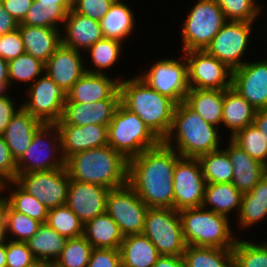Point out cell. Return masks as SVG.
<instances>
[{
	"label": "cell",
	"instance_id": "obj_42",
	"mask_svg": "<svg viewBox=\"0 0 267 267\" xmlns=\"http://www.w3.org/2000/svg\"><path fill=\"white\" fill-rule=\"evenodd\" d=\"M233 251V267H267V242L237 239Z\"/></svg>",
	"mask_w": 267,
	"mask_h": 267
},
{
	"label": "cell",
	"instance_id": "obj_31",
	"mask_svg": "<svg viewBox=\"0 0 267 267\" xmlns=\"http://www.w3.org/2000/svg\"><path fill=\"white\" fill-rule=\"evenodd\" d=\"M120 254L121 267H153L160 257L156 246L143 234L124 236Z\"/></svg>",
	"mask_w": 267,
	"mask_h": 267
},
{
	"label": "cell",
	"instance_id": "obj_6",
	"mask_svg": "<svg viewBox=\"0 0 267 267\" xmlns=\"http://www.w3.org/2000/svg\"><path fill=\"white\" fill-rule=\"evenodd\" d=\"M107 136L108 145L127 160L161 142L135 113L121 103L108 125Z\"/></svg>",
	"mask_w": 267,
	"mask_h": 267
},
{
	"label": "cell",
	"instance_id": "obj_38",
	"mask_svg": "<svg viewBox=\"0 0 267 267\" xmlns=\"http://www.w3.org/2000/svg\"><path fill=\"white\" fill-rule=\"evenodd\" d=\"M122 49L123 43L121 41L109 38L98 40L85 52V55L86 53L89 55L90 63L93 65V68L87 67V62H85L86 72L103 74L106 73L105 70H111L110 68H114V64L120 59Z\"/></svg>",
	"mask_w": 267,
	"mask_h": 267
},
{
	"label": "cell",
	"instance_id": "obj_46",
	"mask_svg": "<svg viewBox=\"0 0 267 267\" xmlns=\"http://www.w3.org/2000/svg\"><path fill=\"white\" fill-rule=\"evenodd\" d=\"M227 21L255 22L262 13L257 0H215Z\"/></svg>",
	"mask_w": 267,
	"mask_h": 267
},
{
	"label": "cell",
	"instance_id": "obj_63",
	"mask_svg": "<svg viewBox=\"0 0 267 267\" xmlns=\"http://www.w3.org/2000/svg\"><path fill=\"white\" fill-rule=\"evenodd\" d=\"M113 3H124L123 0H111Z\"/></svg>",
	"mask_w": 267,
	"mask_h": 267
},
{
	"label": "cell",
	"instance_id": "obj_15",
	"mask_svg": "<svg viewBox=\"0 0 267 267\" xmlns=\"http://www.w3.org/2000/svg\"><path fill=\"white\" fill-rule=\"evenodd\" d=\"M187 61L189 89L226 90L231 88L232 70L205 50L181 53Z\"/></svg>",
	"mask_w": 267,
	"mask_h": 267
},
{
	"label": "cell",
	"instance_id": "obj_10",
	"mask_svg": "<svg viewBox=\"0 0 267 267\" xmlns=\"http://www.w3.org/2000/svg\"><path fill=\"white\" fill-rule=\"evenodd\" d=\"M15 182L48 209L66 205L70 182L66 167L17 173Z\"/></svg>",
	"mask_w": 267,
	"mask_h": 267
},
{
	"label": "cell",
	"instance_id": "obj_35",
	"mask_svg": "<svg viewBox=\"0 0 267 267\" xmlns=\"http://www.w3.org/2000/svg\"><path fill=\"white\" fill-rule=\"evenodd\" d=\"M67 238L61 236L47 223H42L36 234L26 241L37 261L54 263L63 251Z\"/></svg>",
	"mask_w": 267,
	"mask_h": 267
},
{
	"label": "cell",
	"instance_id": "obj_64",
	"mask_svg": "<svg viewBox=\"0 0 267 267\" xmlns=\"http://www.w3.org/2000/svg\"><path fill=\"white\" fill-rule=\"evenodd\" d=\"M0 57H1V37H0Z\"/></svg>",
	"mask_w": 267,
	"mask_h": 267
},
{
	"label": "cell",
	"instance_id": "obj_23",
	"mask_svg": "<svg viewBox=\"0 0 267 267\" xmlns=\"http://www.w3.org/2000/svg\"><path fill=\"white\" fill-rule=\"evenodd\" d=\"M62 29V44L83 53L104 38L99 21L80 15L72 8L67 13Z\"/></svg>",
	"mask_w": 267,
	"mask_h": 267
},
{
	"label": "cell",
	"instance_id": "obj_45",
	"mask_svg": "<svg viewBox=\"0 0 267 267\" xmlns=\"http://www.w3.org/2000/svg\"><path fill=\"white\" fill-rule=\"evenodd\" d=\"M93 247L84 236L67 239L65 247L53 263L56 267H87Z\"/></svg>",
	"mask_w": 267,
	"mask_h": 267
},
{
	"label": "cell",
	"instance_id": "obj_33",
	"mask_svg": "<svg viewBox=\"0 0 267 267\" xmlns=\"http://www.w3.org/2000/svg\"><path fill=\"white\" fill-rule=\"evenodd\" d=\"M135 13L124 3H113L109 11L99 21L104 38L125 42L135 31Z\"/></svg>",
	"mask_w": 267,
	"mask_h": 267
},
{
	"label": "cell",
	"instance_id": "obj_16",
	"mask_svg": "<svg viewBox=\"0 0 267 267\" xmlns=\"http://www.w3.org/2000/svg\"><path fill=\"white\" fill-rule=\"evenodd\" d=\"M205 187L199 159L180 157L173 175V209L202 207Z\"/></svg>",
	"mask_w": 267,
	"mask_h": 267
},
{
	"label": "cell",
	"instance_id": "obj_30",
	"mask_svg": "<svg viewBox=\"0 0 267 267\" xmlns=\"http://www.w3.org/2000/svg\"><path fill=\"white\" fill-rule=\"evenodd\" d=\"M256 109L232 88L224 90L222 126L229 128V136L253 124Z\"/></svg>",
	"mask_w": 267,
	"mask_h": 267
},
{
	"label": "cell",
	"instance_id": "obj_20",
	"mask_svg": "<svg viewBox=\"0 0 267 267\" xmlns=\"http://www.w3.org/2000/svg\"><path fill=\"white\" fill-rule=\"evenodd\" d=\"M83 54L61 44L45 62L44 73L67 93L86 73Z\"/></svg>",
	"mask_w": 267,
	"mask_h": 267
},
{
	"label": "cell",
	"instance_id": "obj_56",
	"mask_svg": "<svg viewBox=\"0 0 267 267\" xmlns=\"http://www.w3.org/2000/svg\"><path fill=\"white\" fill-rule=\"evenodd\" d=\"M253 124L261 131L267 142V108L256 111Z\"/></svg>",
	"mask_w": 267,
	"mask_h": 267
},
{
	"label": "cell",
	"instance_id": "obj_8",
	"mask_svg": "<svg viewBox=\"0 0 267 267\" xmlns=\"http://www.w3.org/2000/svg\"><path fill=\"white\" fill-rule=\"evenodd\" d=\"M142 234L156 246L160 256H183L187 247L180 214L173 208H149Z\"/></svg>",
	"mask_w": 267,
	"mask_h": 267
},
{
	"label": "cell",
	"instance_id": "obj_52",
	"mask_svg": "<svg viewBox=\"0 0 267 267\" xmlns=\"http://www.w3.org/2000/svg\"><path fill=\"white\" fill-rule=\"evenodd\" d=\"M10 97L8 94L0 98V135L4 134L10 120L21 108V104L16 107V100Z\"/></svg>",
	"mask_w": 267,
	"mask_h": 267
},
{
	"label": "cell",
	"instance_id": "obj_25",
	"mask_svg": "<svg viewBox=\"0 0 267 267\" xmlns=\"http://www.w3.org/2000/svg\"><path fill=\"white\" fill-rule=\"evenodd\" d=\"M44 125L22 107L12 117L3 137L12 157L17 161L31 145L35 133Z\"/></svg>",
	"mask_w": 267,
	"mask_h": 267
},
{
	"label": "cell",
	"instance_id": "obj_13",
	"mask_svg": "<svg viewBox=\"0 0 267 267\" xmlns=\"http://www.w3.org/2000/svg\"><path fill=\"white\" fill-rule=\"evenodd\" d=\"M181 60L161 58L138 76L151 88L179 104L189 90L187 61L182 56Z\"/></svg>",
	"mask_w": 267,
	"mask_h": 267
},
{
	"label": "cell",
	"instance_id": "obj_41",
	"mask_svg": "<svg viewBox=\"0 0 267 267\" xmlns=\"http://www.w3.org/2000/svg\"><path fill=\"white\" fill-rule=\"evenodd\" d=\"M45 63L32 55L24 53L8 62V76L10 86L26 83L31 85L44 74ZM42 73V74H41ZM30 82V84L28 83Z\"/></svg>",
	"mask_w": 267,
	"mask_h": 267
},
{
	"label": "cell",
	"instance_id": "obj_12",
	"mask_svg": "<svg viewBox=\"0 0 267 267\" xmlns=\"http://www.w3.org/2000/svg\"><path fill=\"white\" fill-rule=\"evenodd\" d=\"M255 22L227 21L215 35L205 51L225 63L231 70L244 65ZM242 58V59H241Z\"/></svg>",
	"mask_w": 267,
	"mask_h": 267
},
{
	"label": "cell",
	"instance_id": "obj_51",
	"mask_svg": "<svg viewBox=\"0 0 267 267\" xmlns=\"http://www.w3.org/2000/svg\"><path fill=\"white\" fill-rule=\"evenodd\" d=\"M87 267H121L120 249L93 248Z\"/></svg>",
	"mask_w": 267,
	"mask_h": 267
},
{
	"label": "cell",
	"instance_id": "obj_50",
	"mask_svg": "<svg viewBox=\"0 0 267 267\" xmlns=\"http://www.w3.org/2000/svg\"><path fill=\"white\" fill-rule=\"evenodd\" d=\"M16 177V160L12 157L3 135H0V185L5 182L15 181Z\"/></svg>",
	"mask_w": 267,
	"mask_h": 267
},
{
	"label": "cell",
	"instance_id": "obj_2",
	"mask_svg": "<svg viewBox=\"0 0 267 267\" xmlns=\"http://www.w3.org/2000/svg\"><path fill=\"white\" fill-rule=\"evenodd\" d=\"M124 78L119 83L120 103L163 141L171 128L177 103L151 88L138 75Z\"/></svg>",
	"mask_w": 267,
	"mask_h": 267
},
{
	"label": "cell",
	"instance_id": "obj_1",
	"mask_svg": "<svg viewBox=\"0 0 267 267\" xmlns=\"http://www.w3.org/2000/svg\"><path fill=\"white\" fill-rule=\"evenodd\" d=\"M180 157L161 141L128 160V184L149 208H173V175Z\"/></svg>",
	"mask_w": 267,
	"mask_h": 267
},
{
	"label": "cell",
	"instance_id": "obj_26",
	"mask_svg": "<svg viewBox=\"0 0 267 267\" xmlns=\"http://www.w3.org/2000/svg\"><path fill=\"white\" fill-rule=\"evenodd\" d=\"M25 53L45 63L62 44L61 30L49 27L18 25Z\"/></svg>",
	"mask_w": 267,
	"mask_h": 267
},
{
	"label": "cell",
	"instance_id": "obj_3",
	"mask_svg": "<svg viewBox=\"0 0 267 267\" xmlns=\"http://www.w3.org/2000/svg\"><path fill=\"white\" fill-rule=\"evenodd\" d=\"M218 130L182 101L176 106L171 128L162 142L181 157L199 158L222 148Z\"/></svg>",
	"mask_w": 267,
	"mask_h": 267
},
{
	"label": "cell",
	"instance_id": "obj_24",
	"mask_svg": "<svg viewBox=\"0 0 267 267\" xmlns=\"http://www.w3.org/2000/svg\"><path fill=\"white\" fill-rule=\"evenodd\" d=\"M228 145L224 150L233 166L232 184L242 194L248 193L267 172V167L250 157L230 138Z\"/></svg>",
	"mask_w": 267,
	"mask_h": 267
},
{
	"label": "cell",
	"instance_id": "obj_58",
	"mask_svg": "<svg viewBox=\"0 0 267 267\" xmlns=\"http://www.w3.org/2000/svg\"><path fill=\"white\" fill-rule=\"evenodd\" d=\"M0 82H9L8 61L0 57Z\"/></svg>",
	"mask_w": 267,
	"mask_h": 267
},
{
	"label": "cell",
	"instance_id": "obj_22",
	"mask_svg": "<svg viewBox=\"0 0 267 267\" xmlns=\"http://www.w3.org/2000/svg\"><path fill=\"white\" fill-rule=\"evenodd\" d=\"M120 100H101L93 103L65 102L61 119L55 124L108 126Z\"/></svg>",
	"mask_w": 267,
	"mask_h": 267
},
{
	"label": "cell",
	"instance_id": "obj_44",
	"mask_svg": "<svg viewBox=\"0 0 267 267\" xmlns=\"http://www.w3.org/2000/svg\"><path fill=\"white\" fill-rule=\"evenodd\" d=\"M230 139L250 157L267 167V142L254 124L246 126Z\"/></svg>",
	"mask_w": 267,
	"mask_h": 267
},
{
	"label": "cell",
	"instance_id": "obj_5",
	"mask_svg": "<svg viewBox=\"0 0 267 267\" xmlns=\"http://www.w3.org/2000/svg\"><path fill=\"white\" fill-rule=\"evenodd\" d=\"M187 245L233 249L238 237L230 219L203 207L178 211Z\"/></svg>",
	"mask_w": 267,
	"mask_h": 267
},
{
	"label": "cell",
	"instance_id": "obj_4",
	"mask_svg": "<svg viewBox=\"0 0 267 267\" xmlns=\"http://www.w3.org/2000/svg\"><path fill=\"white\" fill-rule=\"evenodd\" d=\"M70 179L108 189L128 183V160L109 145L84 150L65 161Z\"/></svg>",
	"mask_w": 267,
	"mask_h": 267
},
{
	"label": "cell",
	"instance_id": "obj_17",
	"mask_svg": "<svg viewBox=\"0 0 267 267\" xmlns=\"http://www.w3.org/2000/svg\"><path fill=\"white\" fill-rule=\"evenodd\" d=\"M231 88L256 110L267 108V59L246 62L232 70Z\"/></svg>",
	"mask_w": 267,
	"mask_h": 267
},
{
	"label": "cell",
	"instance_id": "obj_11",
	"mask_svg": "<svg viewBox=\"0 0 267 267\" xmlns=\"http://www.w3.org/2000/svg\"><path fill=\"white\" fill-rule=\"evenodd\" d=\"M148 209L128 183L108 192L106 212L118 224L124 236L143 233Z\"/></svg>",
	"mask_w": 267,
	"mask_h": 267
},
{
	"label": "cell",
	"instance_id": "obj_34",
	"mask_svg": "<svg viewBox=\"0 0 267 267\" xmlns=\"http://www.w3.org/2000/svg\"><path fill=\"white\" fill-rule=\"evenodd\" d=\"M10 186H12V190H10ZM7 190L8 192L4 196L3 193ZM0 197L17 212L26 214L41 223H46L48 208L34 196L23 190L15 181L5 182L0 185Z\"/></svg>",
	"mask_w": 267,
	"mask_h": 267
},
{
	"label": "cell",
	"instance_id": "obj_9",
	"mask_svg": "<svg viewBox=\"0 0 267 267\" xmlns=\"http://www.w3.org/2000/svg\"><path fill=\"white\" fill-rule=\"evenodd\" d=\"M16 165L17 173L49 171L65 167L60 135L55 124H44L35 133L31 145L16 161Z\"/></svg>",
	"mask_w": 267,
	"mask_h": 267
},
{
	"label": "cell",
	"instance_id": "obj_62",
	"mask_svg": "<svg viewBox=\"0 0 267 267\" xmlns=\"http://www.w3.org/2000/svg\"><path fill=\"white\" fill-rule=\"evenodd\" d=\"M27 267H52V263L45 261H36L35 263Z\"/></svg>",
	"mask_w": 267,
	"mask_h": 267
},
{
	"label": "cell",
	"instance_id": "obj_39",
	"mask_svg": "<svg viewBox=\"0 0 267 267\" xmlns=\"http://www.w3.org/2000/svg\"><path fill=\"white\" fill-rule=\"evenodd\" d=\"M206 183H229L233 178V166L222 148L199 158Z\"/></svg>",
	"mask_w": 267,
	"mask_h": 267
},
{
	"label": "cell",
	"instance_id": "obj_32",
	"mask_svg": "<svg viewBox=\"0 0 267 267\" xmlns=\"http://www.w3.org/2000/svg\"><path fill=\"white\" fill-rule=\"evenodd\" d=\"M224 90L189 89L184 102L207 123L222 125Z\"/></svg>",
	"mask_w": 267,
	"mask_h": 267
},
{
	"label": "cell",
	"instance_id": "obj_54",
	"mask_svg": "<svg viewBox=\"0 0 267 267\" xmlns=\"http://www.w3.org/2000/svg\"><path fill=\"white\" fill-rule=\"evenodd\" d=\"M19 23L7 12L0 2V37L18 28Z\"/></svg>",
	"mask_w": 267,
	"mask_h": 267
},
{
	"label": "cell",
	"instance_id": "obj_36",
	"mask_svg": "<svg viewBox=\"0 0 267 267\" xmlns=\"http://www.w3.org/2000/svg\"><path fill=\"white\" fill-rule=\"evenodd\" d=\"M184 267H233L232 249L187 245Z\"/></svg>",
	"mask_w": 267,
	"mask_h": 267
},
{
	"label": "cell",
	"instance_id": "obj_19",
	"mask_svg": "<svg viewBox=\"0 0 267 267\" xmlns=\"http://www.w3.org/2000/svg\"><path fill=\"white\" fill-rule=\"evenodd\" d=\"M122 79L121 76L112 78L107 73L86 72L67 92L65 102L93 103L101 100H120L119 83Z\"/></svg>",
	"mask_w": 267,
	"mask_h": 267
},
{
	"label": "cell",
	"instance_id": "obj_48",
	"mask_svg": "<svg viewBox=\"0 0 267 267\" xmlns=\"http://www.w3.org/2000/svg\"><path fill=\"white\" fill-rule=\"evenodd\" d=\"M112 4L111 0H73L72 9L80 15L100 21Z\"/></svg>",
	"mask_w": 267,
	"mask_h": 267
},
{
	"label": "cell",
	"instance_id": "obj_49",
	"mask_svg": "<svg viewBox=\"0 0 267 267\" xmlns=\"http://www.w3.org/2000/svg\"><path fill=\"white\" fill-rule=\"evenodd\" d=\"M25 53L19 29L1 36V58L10 61Z\"/></svg>",
	"mask_w": 267,
	"mask_h": 267
},
{
	"label": "cell",
	"instance_id": "obj_47",
	"mask_svg": "<svg viewBox=\"0 0 267 267\" xmlns=\"http://www.w3.org/2000/svg\"><path fill=\"white\" fill-rule=\"evenodd\" d=\"M37 260L26 242L8 240L6 243V267H27Z\"/></svg>",
	"mask_w": 267,
	"mask_h": 267
},
{
	"label": "cell",
	"instance_id": "obj_37",
	"mask_svg": "<svg viewBox=\"0 0 267 267\" xmlns=\"http://www.w3.org/2000/svg\"><path fill=\"white\" fill-rule=\"evenodd\" d=\"M72 6L73 4H41L34 1L19 25L61 29Z\"/></svg>",
	"mask_w": 267,
	"mask_h": 267
},
{
	"label": "cell",
	"instance_id": "obj_60",
	"mask_svg": "<svg viewBox=\"0 0 267 267\" xmlns=\"http://www.w3.org/2000/svg\"><path fill=\"white\" fill-rule=\"evenodd\" d=\"M0 267H6V244L0 246Z\"/></svg>",
	"mask_w": 267,
	"mask_h": 267
},
{
	"label": "cell",
	"instance_id": "obj_57",
	"mask_svg": "<svg viewBox=\"0 0 267 267\" xmlns=\"http://www.w3.org/2000/svg\"><path fill=\"white\" fill-rule=\"evenodd\" d=\"M7 228L5 214L0 207V246L7 243Z\"/></svg>",
	"mask_w": 267,
	"mask_h": 267
},
{
	"label": "cell",
	"instance_id": "obj_59",
	"mask_svg": "<svg viewBox=\"0 0 267 267\" xmlns=\"http://www.w3.org/2000/svg\"><path fill=\"white\" fill-rule=\"evenodd\" d=\"M41 4H73V0H34Z\"/></svg>",
	"mask_w": 267,
	"mask_h": 267
},
{
	"label": "cell",
	"instance_id": "obj_29",
	"mask_svg": "<svg viewBox=\"0 0 267 267\" xmlns=\"http://www.w3.org/2000/svg\"><path fill=\"white\" fill-rule=\"evenodd\" d=\"M237 217L240 229L253 227L267 219V172L250 192L243 194Z\"/></svg>",
	"mask_w": 267,
	"mask_h": 267
},
{
	"label": "cell",
	"instance_id": "obj_21",
	"mask_svg": "<svg viewBox=\"0 0 267 267\" xmlns=\"http://www.w3.org/2000/svg\"><path fill=\"white\" fill-rule=\"evenodd\" d=\"M60 135L61 153L65 161L84 150L108 145V126L90 124L75 126L55 124Z\"/></svg>",
	"mask_w": 267,
	"mask_h": 267
},
{
	"label": "cell",
	"instance_id": "obj_53",
	"mask_svg": "<svg viewBox=\"0 0 267 267\" xmlns=\"http://www.w3.org/2000/svg\"><path fill=\"white\" fill-rule=\"evenodd\" d=\"M7 12L20 24L34 0H0Z\"/></svg>",
	"mask_w": 267,
	"mask_h": 267
},
{
	"label": "cell",
	"instance_id": "obj_28",
	"mask_svg": "<svg viewBox=\"0 0 267 267\" xmlns=\"http://www.w3.org/2000/svg\"><path fill=\"white\" fill-rule=\"evenodd\" d=\"M243 194L229 183H206L202 207L229 218L236 212L237 218Z\"/></svg>",
	"mask_w": 267,
	"mask_h": 267
},
{
	"label": "cell",
	"instance_id": "obj_7",
	"mask_svg": "<svg viewBox=\"0 0 267 267\" xmlns=\"http://www.w3.org/2000/svg\"><path fill=\"white\" fill-rule=\"evenodd\" d=\"M227 22L215 0H198L181 26L182 53L205 50Z\"/></svg>",
	"mask_w": 267,
	"mask_h": 267
},
{
	"label": "cell",
	"instance_id": "obj_61",
	"mask_svg": "<svg viewBox=\"0 0 267 267\" xmlns=\"http://www.w3.org/2000/svg\"><path fill=\"white\" fill-rule=\"evenodd\" d=\"M9 89H11L9 82H0V98L8 95L7 93Z\"/></svg>",
	"mask_w": 267,
	"mask_h": 267
},
{
	"label": "cell",
	"instance_id": "obj_14",
	"mask_svg": "<svg viewBox=\"0 0 267 267\" xmlns=\"http://www.w3.org/2000/svg\"><path fill=\"white\" fill-rule=\"evenodd\" d=\"M27 87L28 99L22 101L21 107L44 124L58 122L67 93L45 73Z\"/></svg>",
	"mask_w": 267,
	"mask_h": 267
},
{
	"label": "cell",
	"instance_id": "obj_27",
	"mask_svg": "<svg viewBox=\"0 0 267 267\" xmlns=\"http://www.w3.org/2000/svg\"><path fill=\"white\" fill-rule=\"evenodd\" d=\"M83 236L93 248L120 249L124 239L118 224L104 212L83 226Z\"/></svg>",
	"mask_w": 267,
	"mask_h": 267
},
{
	"label": "cell",
	"instance_id": "obj_55",
	"mask_svg": "<svg viewBox=\"0 0 267 267\" xmlns=\"http://www.w3.org/2000/svg\"><path fill=\"white\" fill-rule=\"evenodd\" d=\"M153 267H184L182 256H160Z\"/></svg>",
	"mask_w": 267,
	"mask_h": 267
},
{
	"label": "cell",
	"instance_id": "obj_40",
	"mask_svg": "<svg viewBox=\"0 0 267 267\" xmlns=\"http://www.w3.org/2000/svg\"><path fill=\"white\" fill-rule=\"evenodd\" d=\"M0 207L6 218L7 237H11H8V240L26 242L37 233L39 226L42 224L26 214L12 209L1 197Z\"/></svg>",
	"mask_w": 267,
	"mask_h": 267
},
{
	"label": "cell",
	"instance_id": "obj_18",
	"mask_svg": "<svg viewBox=\"0 0 267 267\" xmlns=\"http://www.w3.org/2000/svg\"><path fill=\"white\" fill-rule=\"evenodd\" d=\"M110 189L70 179L66 205L85 224L106 212V198Z\"/></svg>",
	"mask_w": 267,
	"mask_h": 267
},
{
	"label": "cell",
	"instance_id": "obj_43",
	"mask_svg": "<svg viewBox=\"0 0 267 267\" xmlns=\"http://www.w3.org/2000/svg\"><path fill=\"white\" fill-rule=\"evenodd\" d=\"M46 223L67 239L83 236L84 224L67 205L48 209Z\"/></svg>",
	"mask_w": 267,
	"mask_h": 267
}]
</instances>
